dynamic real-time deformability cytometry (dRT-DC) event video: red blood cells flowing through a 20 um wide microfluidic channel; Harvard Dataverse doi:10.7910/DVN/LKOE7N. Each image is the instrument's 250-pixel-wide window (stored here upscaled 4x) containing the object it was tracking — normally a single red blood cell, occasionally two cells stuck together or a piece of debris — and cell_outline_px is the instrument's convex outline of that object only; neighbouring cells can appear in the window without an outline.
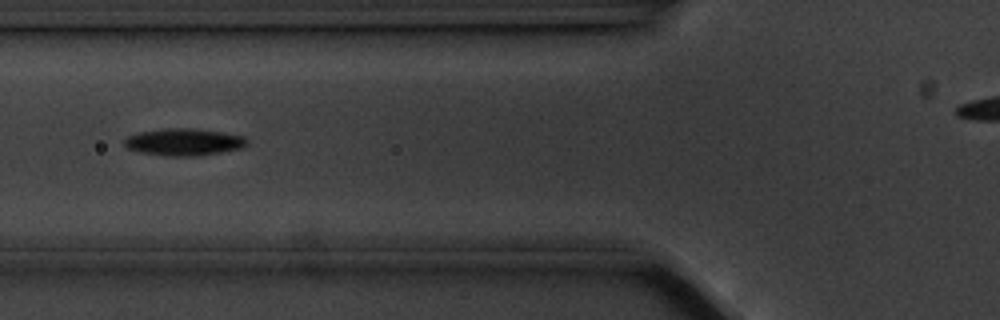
{"species": "common noctule bat (a hibernating species)", "species_latin": "Nyctalus noctula", "temperature_condition": "cold", "stored_images_in_passage": 50, "camera_frame_rate_fps": 3000, "um_per_image_px": 0.085, "animal": {"sex": "male", "body_mass_g": 20.1, "forearm_length_mm": 53.5}, "frame": {"image": 1, "passage_image": 20, "time_ms": 6.333, "image_size_px": [1000, 320], "cell_outline_px": [[248, 144], [244, 148], [196, 156], [164, 156], [140, 152], [128, 148], [124, 144], [124, 140], [128, 136], [140, 132], [164, 128], [196, 128], [244, 136], [248, 140]], "centroid_in_image_um": [15.66, 12.07], "position_along_channel_um": 110.1, "area_um2": 19.42}}
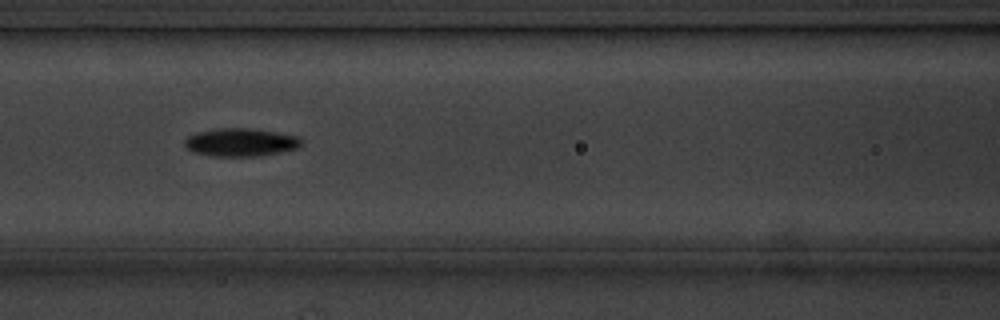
{"frame": {"image": 2, "passage_image": 23, "time_ms": 7.333, "image_size_px": [1000, 320], "cell_outline_px": [[304, 144], [300, 148], [260, 156], [212, 156], [192, 152], [184, 144], [184, 140], [188, 136], [196, 132], [216, 128], [252, 128], [300, 136], [304, 140]], "centroid_in_image_um": [20.51, 12.09], "position_along_channel_um": 146.1, "area_um2": 19.48}}
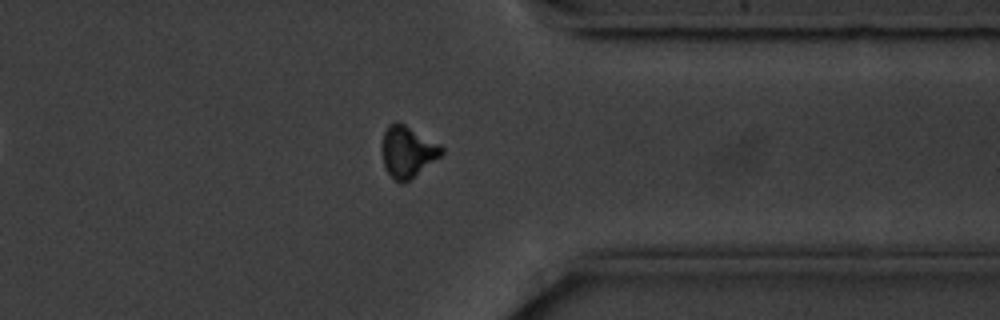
{"frame": {"image": 3, "passage_image": 43, "time_ms": 14.0, "image_size_px": [1000, 320], "cell_outline_px": [[444, 152], [440, 156], [408, 180], [400, 184], [384, 168], [384, 132], [388, 124], [396, 120], [404, 124], [440, 144], [444, 148]], "centroid_in_image_um": [34.66, 12.86], "position_along_channel_um": 376.7, "area_um2": 17.28}, "authors_computed_cell_mechanics": {"area_um2": 17.8024, "velocity_mm_per_s": 3.5525, "shape_relaxation_time_tau1_ms": 2.0514, "shape_relaxation_time_tau2_ms": null, "deformation_change_tau1": 0.1161, "deformation_change_tau2": null}}